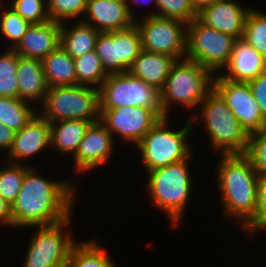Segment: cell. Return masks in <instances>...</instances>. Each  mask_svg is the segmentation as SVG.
Here are the masks:
<instances>
[{"label": "cell", "mask_w": 266, "mask_h": 267, "mask_svg": "<svg viewBox=\"0 0 266 267\" xmlns=\"http://www.w3.org/2000/svg\"><path fill=\"white\" fill-rule=\"evenodd\" d=\"M15 133L16 131L0 123V150L6 149L9 152L13 145Z\"/></svg>", "instance_id": "cell-40"}, {"label": "cell", "mask_w": 266, "mask_h": 267, "mask_svg": "<svg viewBox=\"0 0 266 267\" xmlns=\"http://www.w3.org/2000/svg\"><path fill=\"white\" fill-rule=\"evenodd\" d=\"M18 98L30 103L43 102L49 89L44 75L42 60L18 55L17 66Z\"/></svg>", "instance_id": "cell-20"}, {"label": "cell", "mask_w": 266, "mask_h": 267, "mask_svg": "<svg viewBox=\"0 0 266 267\" xmlns=\"http://www.w3.org/2000/svg\"><path fill=\"white\" fill-rule=\"evenodd\" d=\"M197 116L199 115L189 118L186 125L178 131L167 129L169 117H163L141 139L136 147L142 154L147 172L181 162L191 156L192 147L188 144L187 137L193 131Z\"/></svg>", "instance_id": "cell-5"}, {"label": "cell", "mask_w": 266, "mask_h": 267, "mask_svg": "<svg viewBox=\"0 0 266 267\" xmlns=\"http://www.w3.org/2000/svg\"><path fill=\"white\" fill-rule=\"evenodd\" d=\"M100 121L114 136L117 134L135 146L160 119L152 110L144 107H118L99 109Z\"/></svg>", "instance_id": "cell-13"}, {"label": "cell", "mask_w": 266, "mask_h": 267, "mask_svg": "<svg viewBox=\"0 0 266 267\" xmlns=\"http://www.w3.org/2000/svg\"><path fill=\"white\" fill-rule=\"evenodd\" d=\"M246 155L250 158L257 175H266V127L249 136Z\"/></svg>", "instance_id": "cell-37"}, {"label": "cell", "mask_w": 266, "mask_h": 267, "mask_svg": "<svg viewBox=\"0 0 266 267\" xmlns=\"http://www.w3.org/2000/svg\"><path fill=\"white\" fill-rule=\"evenodd\" d=\"M0 222L12 226L11 206L0 196Z\"/></svg>", "instance_id": "cell-41"}, {"label": "cell", "mask_w": 266, "mask_h": 267, "mask_svg": "<svg viewBox=\"0 0 266 267\" xmlns=\"http://www.w3.org/2000/svg\"><path fill=\"white\" fill-rule=\"evenodd\" d=\"M126 3H127V7H128V10H129V12H130V14H131V17L135 20L136 18H134V14H133V11H132V9H131V6H129L130 4H129V0H124ZM133 2H135V4L137 3V1H139V0H132ZM149 2H150V0H149ZM149 2H146V4H148ZM154 4H155V6H156V3H155V0H154Z\"/></svg>", "instance_id": "cell-43"}, {"label": "cell", "mask_w": 266, "mask_h": 267, "mask_svg": "<svg viewBox=\"0 0 266 267\" xmlns=\"http://www.w3.org/2000/svg\"><path fill=\"white\" fill-rule=\"evenodd\" d=\"M248 83L252 94L259 104L264 118L266 119V70L260 73L255 79L250 80Z\"/></svg>", "instance_id": "cell-39"}, {"label": "cell", "mask_w": 266, "mask_h": 267, "mask_svg": "<svg viewBox=\"0 0 266 267\" xmlns=\"http://www.w3.org/2000/svg\"><path fill=\"white\" fill-rule=\"evenodd\" d=\"M194 11L196 14L201 12L204 8L213 5L215 2L219 0H191Z\"/></svg>", "instance_id": "cell-42"}, {"label": "cell", "mask_w": 266, "mask_h": 267, "mask_svg": "<svg viewBox=\"0 0 266 267\" xmlns=\"http://www.w3.org/2000/svg\"><path fill=\"white\" fill-rule=\"evenodd\" d=\"M48 146L50 142V123L36 113L34 117L15 133L13 145L8 152L9 163L21 164L20 160L37 154Z\"/></svg>", "instance_id": "cell-17"}, {"label": "cell", "mask_w": 266, "mask_h": 267, "mask_svg": "<svg viewBox=\"0 0 266 267\" xmlns=\"http://www.w3.org/2000/svg\"><path fill=\"white\" fill-rule=\"evenodd\" d=\"M250 10L251 8H243L235 0H219L199 12L197 18L208 27L242 39Z\"/></svg>", "instance_id": "cell-15"}, {"label": "cell", "mask_w": 266, "mask_h": 267, "mask_svg": "<svg viewBox=\"0 0 266 267\" xmlns=\"http://www.w3.org/2000/svg\"><path fill=\"white\" fill-rule=\"evenodd\" d=\"M175 62L172 56L142 50L128 72L160 91Z\"/></svg>", "instance_id": "cell-21"}, {"label": "cell", "mask_w": 266, "mask_h": 267, "mask_svg": "<svg viewBox=\"0 0 266 267\" xmlns=\"http://www.w3.org/2000/svg\"><path fill=\"white\" fill-rule=\"evenodd\" d=\"M4 168L0 167V196L11 206L21 191L23 179L28 167L6 161Z\"/></svg>", "instance_id": "cell-30"}, {"label": "cell", "mask_w": 266, "mask_h": 267, "mask_svg": "<svg viewBox=\"0 0 266 267\" xmlns=\"http://www.w3.org/2000/svg\"><path fill=\"white\" fill-rule=\"evenodd\" d=\"M190 156L178 163L159 167L147 172V190L154 206L168 214L172 227L183 215L192 191V179L188 161Z\"/></svg>", "instance_id": "cell-3"}, {"label": "cell", "mask_w": 266, "mask_h": 267, "mask_svg": "<svg viewBox=\"0 0 266 267\" xmlns=\"http://www.w3.org/2000/svg\"><path fill=\"white\" fill-rule=\"evenodd\" d=\"M58 267H69V265H68V263H65V264L58 266Z\"/></svg>", "instance_id": "cell-44"}, {"label": "cell", "mask_w": 266, "mask_h": 267, "mask_svg": "<svg viewBox=\"0 0 266 267\" xmlns=\"http://www.w3.org/2000/svg\"><path fill=\"white\" fill-rule=\"evenodd\" d=\"M142 50L140 32L135 24L116 31V51L117 60H120V73L128 72Z\"/></svg>", "instance_id": "cell-27"}, {"label": "cell", "mask_w": 266, "mask_h": 267, "mask_svg": "<svg viewBox=\"0 0 266 267\" xmlns=\"http://www.w3.org/2000/svg\"><path fill=\"white\" fill-rule=\"evenodd\" d=\"M42 64L49 87L77 85L74 59L61 46L49 53Z\"/></svg>", "instance_id": "cell-22"}, {"label": "cell", "mask_w": 266, "mask_h": 267, "mask_svg": "<svg viewBox=\"0 0 266 267\" xmlns=\"http://www.w3.org/2000/svg\"><path fill=\"white\" fill-rule=\"evenodd\" d=\"M99 90V109L118 107H144L160 119L164 117L160 104V91L129 72L108 74Z\"/></svg>", "instance_id": "cell-8"}, {"label": "cell", "mask_w": 266, "mask_h": 267, "mask_svg": "<svg viewBox=\"0 0 266 267\" xmlns=\"http://www.w3.org/2000/svg\"><path fill=\"white\" fill-rule=\"evenodd\" d=\"M139 22L137 19L135 20V25L140 32L143 50L166 54L176 60L186 57V23L159 16H147Z\"/></svg>", "instance_id": "cell-11"}, {"label": "cell", "mask_w": 266, "mask_h": 267, "mask_svg": "<svg viewBox=\"0 0 266 267\" xmlns=\"http://www.w3.org/2000/svg\"><path fill=\"white\" fill-rule=\"evenodd\" d=\"M60 25L52 20L32 24L13 50L21 57L43 60L60 46Z\"/></svg>", "instance_id": "cell-18"}, {"label": "cell", "mask_w": 266, "mask_h": 267, "mask_svg": "<svg viewBox=\"0 0 266 267\" xmlns=\"http://www.w3.org/2000/svg\"><path fill=\"white\" fill-rule=\"evenodd\" d=\"M236 38L204 25L198 18L187 24L186 57L212 74L230 62Z\"/></svg>", "instance_id": "cell-9"}, {"label": "cell", "mask_w": 266, "mask_h": 267, "mask_svg": "<svg viewBox=\"0 0 266 267\" xmlns=\"http://www.w3.org/2000/svg\"><path fill=\"white\" fill-rule=\"evenodd\" d=\"M45 0H13L10 7L32 24L50 21Z\"/></svg>", "instance_id": "cell-36"}, {"label": "cell", "mask_w": 266, "mask_h": 267, "mask_svg": "<svg viewBox=\"0 0 266 267\" xmlns=\"http://www.w3.org/2000/svg\"><path fill=\"white\" fill-rule=\"evenodd\" d=\"M39 115L49 123L100 120L99 90L90 86L49 87Z\"/></svg>", "instance_id": "cell-7"}, {"label": "cell", "mask_w": 266, "mask_h": 267, "mask_svg": "<svg viewBox=\"0 0 266 267\" xmlns=\"http://www.w3.org/2000/svg\"><path fill=\"white\" fill-rule=\"evenodd\" d=\"M113 139L100 120L91 123L73 157L76 170L91 171L106 163L115 149Z\"/></svg>", "instance_id": "cell-14"}, {"label": "cell", "mask_w": 266, "mask_h": 267, "mask_svg": "<svg viewBox=\"0 0 266 267\" xmlns=\"http://www.w3.org/2000/svg\"><path fill=\"white\" fill-rule=\"evenodd\" d=\"M242 40L266 59V14L251 8L243 31Z\"/></svg>", "instance_id": "cell-29"}, {"label": "cell", "mask_w": 266, "mask_h": 267, "mask_svg": "<svg viewBox=\"0 0 266 267\" xmlns=\"http://www.w3.org/2000/svg\"><path fill=\"white\" fill-rule=\"evenodd\" d=\"M105 249L93 241L76 243L69 253V267H115ZM110 257V258H109Z\"/></svg>", "instance_id": "cell-25"}, {"label": "cell", "mask_w": 266, "mask_h": 267, "mask_svg": "<svg viewBox=\"0 0 266 267\" xmlns=\"http://www.w3.org/2000/svg\"><path fill=\"white\" fill-rule=\"evenodd\" d=\"M77 85L100 88L108 74L95 50L74 59Z\"/></svg>", "instance_id": "cell-28"}, {"label": "cell", "mask_w": 266, "mask_h": 267, "mask_svg": "<svg viewBox=\"0 0 266 267\" xmlns=\"http://www.w3.org/2000/svg\"><path fill=\"white\" fill-rule=\"evenodd\" d=\"M84 15L81 21L99 32L122 30L135 24L124 0H87Z\"/></svg>", "instance_id": "cell-16"}, {"label": "cell", "mask_w": 266, "mask_h": 267, "mask_svg": "<svg viewBox=\"0 0 266 267\" xmlns=\"http://www.w3.org/2000/svg\"><path fill=\"white\" fill-rule=\"evenodd\" d=\"M99 33L81 20L71 28L63 22L60 25V46L75 59L95 49Z\"/></svg>", "instance_id": "cell-23"}, {"label": "cell", "mask_w": 266, "mask_h": 267, "mask_svg": "<svg viewBox=\"0 0 266 267\" xmlns=\"http://www.w3.org/2000/svg\"><path fill=\"white\" fill-rule=\"evenodd\" d=\"M75 187L68 181H52L38 175L32 166L11 205L12 227L49 226L71 216Z\"/></svg>", "instance_id": "cell-1"}, {"label": "cell", "mask_w": 266, "mask_h": 267, "mask_svg": "<svg viewBox=\"0 0 266 267\" xmlns=\"http://www.w3.org/2000/svg\"><path fill=\"white\" fill-rule=\"evenodd\" d=\"M29 105L28 101L19 98L0 96V123L20 131L37 113Z\"/></svg>", "instance_id": "cell-26"}, {"label": "cell", "mask_w": 266, "mask_h": 267, "mask_svg": "<svg viewBox=\"0 0 266 267\" xmlns=\"http://www.w3.org/2000/svg\"><path fill=\"white\" fill-rule=\"evenodd\" d=\"M18 54L10 49L0 55V96L18 98Z\"/></svg>", "instance_id": "cell-31"}, {"label": "cell", "mask_w": 266, "mask_h": 267, "mask_svg": "<svg viewBox=\"0 0 266 267\" xmlns=\"http://www.w3.org/2000/svg\"><path fill=\"white\" fill-rule=\"evenodd\" d=\"M217 182L227 218L239 219L244 227L257 208L258 175L246 154L221 155Z\"/></svg>", "instance_id": "cell-2"}, {"label": "cell", "mask_w": 266, "mask_h": 267, "mask_svg": "<svg viewBox=\"0 0 266 267\" xmlns=\"http://www.w3.org/2000/svg\"><path fill=\"white\" fill-rule=\"evenodd\" d=\"M158 12L148 16H159L168 19H177L186 24L197 18L191 0H155ZM160 11V12H159Z\"/></svg>", "instance_id": "cell-34"}, {"label": "cell", "mask_w": 266, "mask_h": 267, "mask_svg": "<svg viewBox=\"0 0 266 267\" xmlns=\"http://www.w3.org/2000/svg\"><path fill=\"white\" fill-rule=\"evenodd\" d=\"M200 105L198 114L203 117L214 151L222 155L246 154L249 136L221 96L212 89Z\"/></svg>", "instance_id": "cell-6"}, {"label": "cell", "mask_w": 266, "mask_h": 267, "mask_svg": "<svg viewBox=\"0 0 266 267\" xmlns=\"http://www.w3.org/2000/svg\"><path fill=\"white\" fill-rule=\"evenodd\" d=\"M213 77L208 69L195 61L187 58L176 60L160 90V104L164 117H169V106L173 102L187 109L200 106L213 89Z\"/></svg>", "instance_id": "cell-4"}, {"label": "cell", "mask_w": 266, "mask_h": 267, "mask_svg": "<svg viewBox=\"0 0 266 267\" xmlns=\"http://www.w3.org/2000/svg\"><path fill=\"white\" fill-rule=\"evenodd\" d=\"M96 121L63 120L50 123V142L59 153L75 155L86 130Z\"/></svg>", "instance_id": "cell-24"}, {"label": "cell", "mask_w": 266, "mask_h": 267, "mask_svg": "<svg viewBox=\"0 0 266 267\" xmlns=\"http://www.w3.org/2000/svg\"><path fill=\"white\" fill-rule=\"evenodd\" d=\"M50 20L63 23L64 20L77 18L85 14L87 0H47Z\"/></svg>", "instance_id": "cell-35"}, {"label": "cell", "mask_w": 266, "mask_h": 267, "mask_svg": "<svg viewBox=\"0 0 266 267\" xmlns=\"http://www.w3.org/2000/svg\"><path fill=\"white\" fill-rule=\"evenodd\" d=\"M70 217L64 221L49 225L35 226V235L30 239L23 267H58L68 262L71 248L76 244L71 231L66 229Z\"/></svg>", "instance_id": "cell-10"}, {"label": "cell", "mask_w": 266, "mask_h": 267, "mask_svg": "<svg viewBox=\"0 0 266 267\" xmlns=\"http://www.w3.org/2000/svg\"><path fill=\"white\" fill-rule=\"evenodd\" d=\"M1 2L2 0H0V9L4 10H0V32L2 36L4 35L3 37L12 41V46H10V48L14 49L31 24L11 7L5 10L6 3L3 4V2ZM4 5L5 8L3 7Z\"/></svg>", "instance_id": "cell-32"}, {"label": "cell", "mask_w": 266, "mask_h": 267, "mask_svg": "<svg viewBox=\"0 0 266 267\" xmlns=\"http://www.w3.org/2000/svg\"><path fill=\"white\" fill-rule=\"evenodd\" d=\"M221 74L224 78L235 82H249L266 70V59L242 39H237L231 59Z\"/></svg>", "instance_id": "cell-19"}, {"label": "cell", "mask_w": 266, "mask_h": 267, "mask_svg": "<svg viewBox=\"0 0 266 267\" xmlns=\"http://www.w3.org/2000/svg\"><path fill=\"white\" fill-rule=\"evenodd\" d=\"M94 50L107 74L120 73V60H117L116 51V31L100 32Z\"/></svg>", "instance_id": "cell-33"}, {"label": "cell", "mask_w": 266, "mask_h": 267, "mask_svg": "<svg viewBox=\"0 0 266 267\" xmlns=\"http://www.w3.org/2000/svg\"><path fill=\"white\" fill-rule=\"evenodd\" d=\"M249 235L266 229V175L258 176L257 208L255 216L243 227Z\"/></svg>", "instance_id": "cell-38"}, {"label": "cell", "mask_w": 266, "mask_h": 267, "mask_svg": "<svg viewBox=\"0 0 266 267\" xmlns=\"http://www.w3.org/2000/svg\"><path fill=\"white\" fill-rule=\"evenodd\" d=\"M213 89L225 101L248 136L266 127V119L248 82H235L222 75L213 77Z\"/></svg>", "instance_id": "cell-12"}]
</instances>
